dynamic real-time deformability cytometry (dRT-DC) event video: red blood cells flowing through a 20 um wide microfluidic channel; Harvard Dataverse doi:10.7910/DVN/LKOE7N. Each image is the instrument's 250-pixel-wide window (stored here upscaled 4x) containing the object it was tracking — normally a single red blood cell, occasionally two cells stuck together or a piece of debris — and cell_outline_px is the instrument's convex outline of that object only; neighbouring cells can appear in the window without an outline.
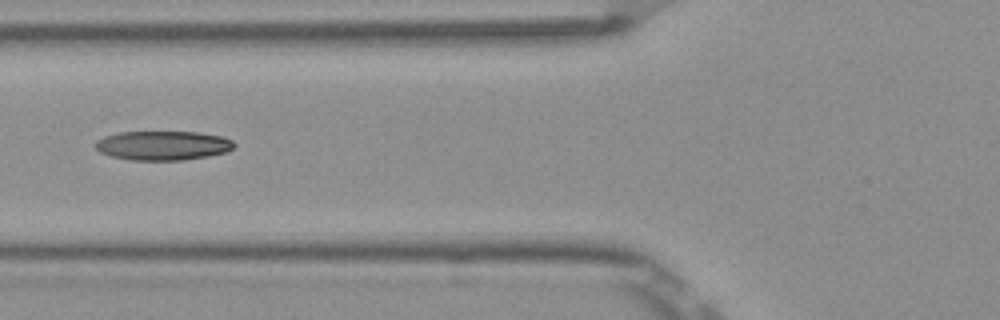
{"species": "Egyptian fruit bat (a non-hibernating species)", "species_latin": "Rousettus aegyptiacus", "temperature_condition": "room temperature", "stored_images_in_passage": 11, "camera_frame_rate_fps": 3000, "um_per_image_px": 0.085, "frame": {"image": 1, "passage_image": 7, "time_ms": 2.0, "image_size_px": [1000, 320], "cell_outline_px": [[236, 144], [232, 148], [224, 152], [208, 156], [184, 160], [128, 160], [112, 156], [100, 152], [96, 148], [96, 140], [104, 136], [120, 132], [196, 132], [220, 136], [232, 140]], "centroid_in_image_um": [13.82, 12.37], "position_along_channel_um": 112.0, "area_um2": 23.52}}
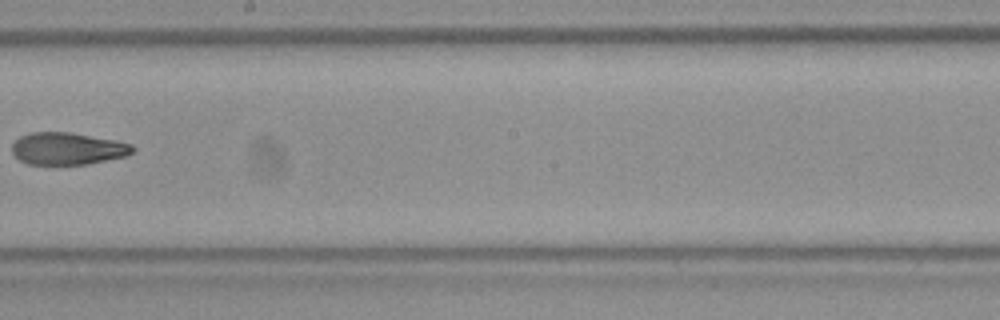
{"frame": {"image": 2, "passage_image": 10, "time_ms": 3.0, "image_size_px": [1000, 320], "cell_outline_px": [[136, 148], [128, 156], [88, 164], [28, 164], [20, 160], [12, 152], [12, 144], [20, 136], [32, 132], [72, 132], [116, 140], [132, 144]], "centroid_in_image_um": [5.78, 12.62], "position_along_channel_um": 242.4, "area_um2": 22.77}}
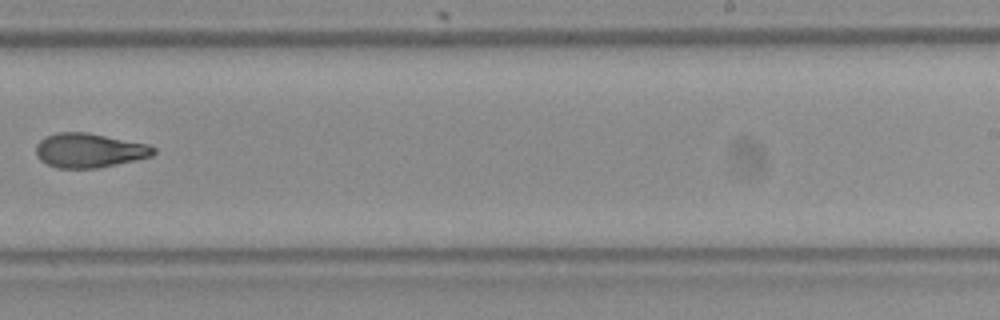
{"frame": {"image": 3, "passage_image": 11, "time_ms": 3.333, "image_size_px": [1000, 320], "cell_outline_px": [[156, 152], [152, 156], [136, 160], [96, 168], [56, 168], [40, 160], [36, 156], [36, 144], [44, 136], [56, 132], [88, 132], [148, 144], [156, 148]], "centroid_in_image_um": [7.57, 12.77], "position_along_channel_um": 281.4, "area_um2": 23.7}}